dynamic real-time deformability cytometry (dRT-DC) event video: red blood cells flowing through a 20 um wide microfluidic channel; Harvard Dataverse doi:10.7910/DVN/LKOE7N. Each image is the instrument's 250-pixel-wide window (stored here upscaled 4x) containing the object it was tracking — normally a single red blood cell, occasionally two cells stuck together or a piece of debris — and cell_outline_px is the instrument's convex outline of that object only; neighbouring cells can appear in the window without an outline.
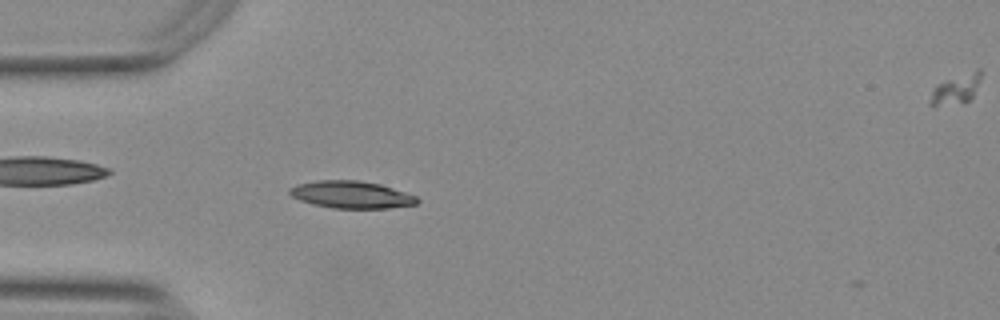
{"species": "Egyptian fruit bat (a non-hibernating species)", "species_latin": "Rousettus aegyptiacus", "temperature_condition": "warm", "stored_images_in_passage": 54, "camera_frame_rate_fps": 3000, "um_per_image_px": 0.085, "animal": {"sex": "female"}, "frame": {"image": 1, "passage_image": 16, "time_ms": 5.0, "image_size_px": [1000, 320], "cell_outline_px": [[420, 200], [416, 204], [388, 208], [332, 208], [312, 204], [300, 200], [292, 196], [288, 192], [288, 188], [296, 184], [316, 180], [360, 180], [380, 184], [416, 196]], "centroid_in_image_um": [29.82, 16.54], "position_along_channel_um": 55.2, "area_um2": 20.29}}
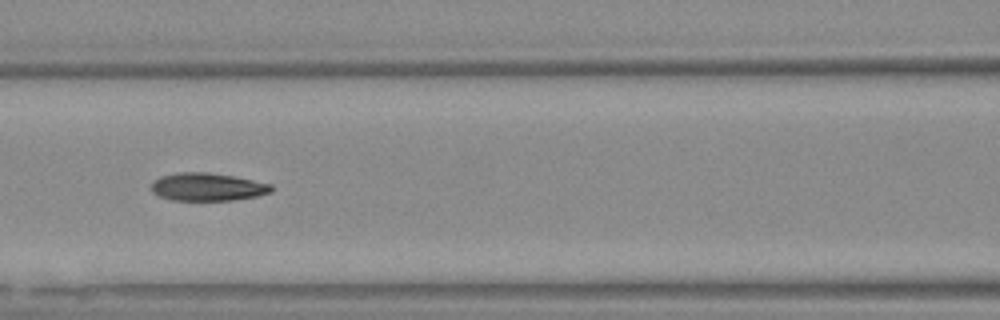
{"frame": {"image": 2, "passage_image": 24, "time_ms": 7.667, "image_size_px": [1000, 320], "cell_outline_px": [[272, 192], [256, 196], [232, 200], [172, 200], [160, 196], [152, 192], [152, 184], [160, 176], [180, 172], [208, 172], [232, 176], [272, 184]], "centroid_in_image_um": [17.64, 15.88], "position_along_channel_um": 149.0, "area_um2": 19.31}}
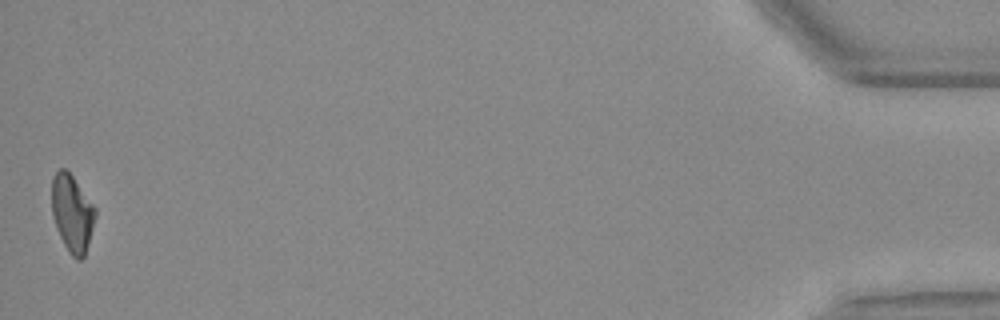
{"frame": {"image": 3, "passage_image": 54, "time_ms": 17.667, "image_size_px": [1000, 320], "cell_outline_px": [[96, 216], [84, 256], [80, 260], [76, 260], [68, 252], [60, 236], [52, 216], [52, 176], [60, 168], [64, 168], [72, 176], [96, 208]], "centroid_in_image_um": [6.12, 18.13], "position_along_channel_um": 429.1, "area_um2": 19.36}, "authors_computed_cell_mechanics": {"area_um2": 19.7098, "velocity_mm_per_s": 3.7608, "shape_relaxation_time_tau1_ms": null, "shape_relaxation_time_tau2_ms": 2.7057, "deformation_change_tau1": null, "deformation_change_tau2": 0.0903}}